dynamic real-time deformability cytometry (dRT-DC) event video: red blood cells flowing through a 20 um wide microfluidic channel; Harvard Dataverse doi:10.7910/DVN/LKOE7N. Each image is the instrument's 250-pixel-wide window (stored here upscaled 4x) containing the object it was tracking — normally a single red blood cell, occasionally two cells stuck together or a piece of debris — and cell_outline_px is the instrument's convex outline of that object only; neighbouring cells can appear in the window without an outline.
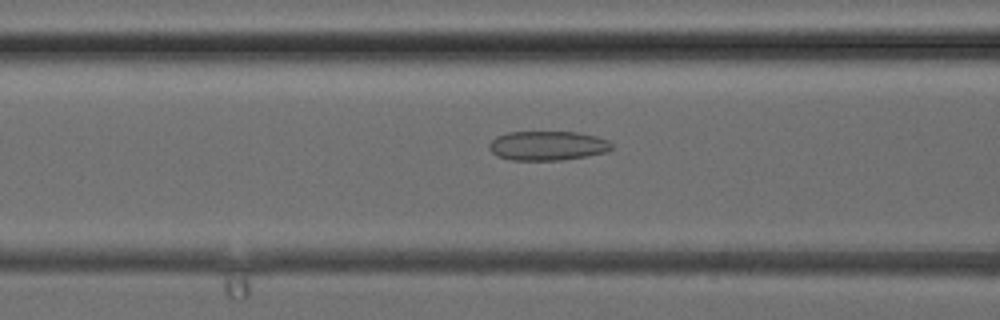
{"species": "common noctule bat (a hibernating species)", "species_latin": "Nyctalus noctula", "temperature_condition": "cold", "stored_images_in_passage": 38, "camera_frame_rate_fps": 3000, "um_per_image_px": 0.085, "animal": {"sex": "female", "body_mass_g": 24.6, "forearm_length_mm": 56.2}, "frame": {"image": 1, "passage_image": 15, "time_ms": 4.667, "image_size_px": [1000, 320], "cell_outline_px": [[612, 148], [608, 152], [588, 156], [564, 160], [512, 160], [496, 156], [488, 148], [488, 144], [496, 136], [508, 132], [576, 132], [596, 136], [608, 140], [612, 144]], "centroid_in_image_um": [46.54, 12.39], "position_along_channel_um": 120.1, "area_um2": 21.15}}
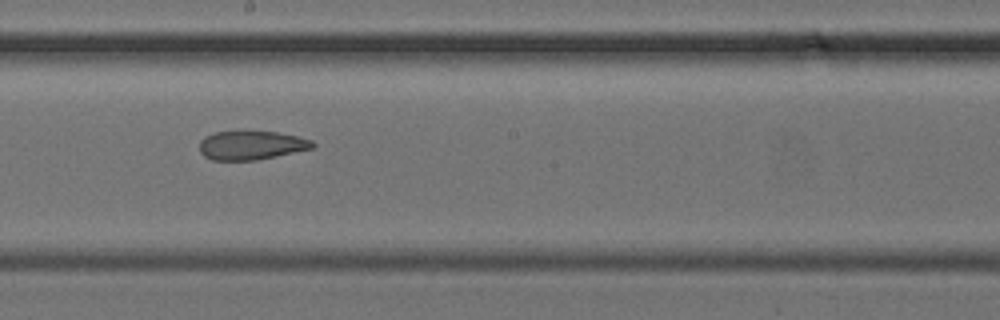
{"frame": {"image": 2, "passage_image": 21, "time_ms": 6.667, "image_size_px": [1000, 320], "cell_outline_px": [[316, 148], [256, 160], [212, 160], [204, 156], [200, 152], [200, 140], [204, 136], [216, 132], [276, 132], [296, 136], [312, 140], [316, 144]], "centroid_in_image_um": [21.38, 12.36], "position_along_channel_um": 226.8, "area_um2": 18.96}}
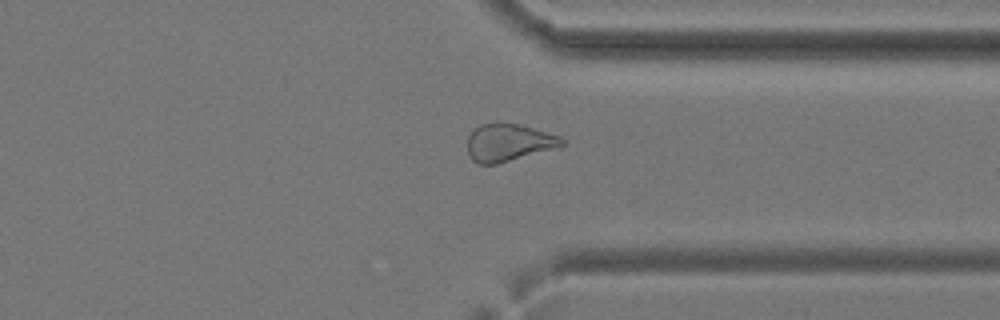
{"frame": {"image": 3, "passage_image": 29, "time_ms": 9.333, "image_size_px": [1000, 320], "cell_outline_px": [[568, 144], [560, 148], [496, 164], [476, 164], [472, 160], [468, 152], [468, 136], [480, 124], [520, 124], [560, 136]], "centroid_in_image_um": [43.29, 12.14], "position_along_channel_um": 368.1, "area_um2": 20.69}}